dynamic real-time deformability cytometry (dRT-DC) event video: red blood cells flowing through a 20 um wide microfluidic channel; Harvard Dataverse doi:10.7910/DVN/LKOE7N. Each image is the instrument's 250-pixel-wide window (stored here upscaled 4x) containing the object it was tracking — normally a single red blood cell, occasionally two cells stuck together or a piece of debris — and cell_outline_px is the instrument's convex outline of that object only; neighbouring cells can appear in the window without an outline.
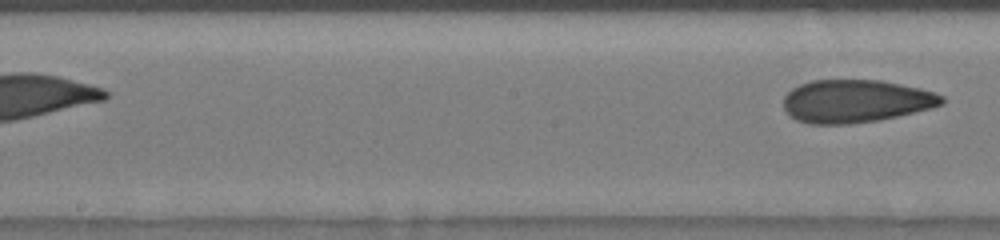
{"species": "human", "species_latin": "Homo sapiens", "temperature_condition": "room temperature", "stored_images_in_passage": 14, "segment_of_instrument_passage": [2, 2], "camera_frame_rate_fps": 3000, "um_per_image_px": 0.085, "donor": {"sex": "male"}, "frame": {"image": 1, "passage_image": 14, "time_ms": 7.0, "image_size_px": [1000, 240], "cell_outline_px": [[944, 104], [932, 108], [896, 116], [876, 120], [848, 124], [812, 124], [796, 120], [784, 108], [784, 96], [792, 88], [800, 84], [812, 80], [880, 80], [920, 88], [944, 96]], "centroid_in_image_um": [72.74, 8.59], "position_along_channel_um": 175.5, "area_um2": 39.36}}